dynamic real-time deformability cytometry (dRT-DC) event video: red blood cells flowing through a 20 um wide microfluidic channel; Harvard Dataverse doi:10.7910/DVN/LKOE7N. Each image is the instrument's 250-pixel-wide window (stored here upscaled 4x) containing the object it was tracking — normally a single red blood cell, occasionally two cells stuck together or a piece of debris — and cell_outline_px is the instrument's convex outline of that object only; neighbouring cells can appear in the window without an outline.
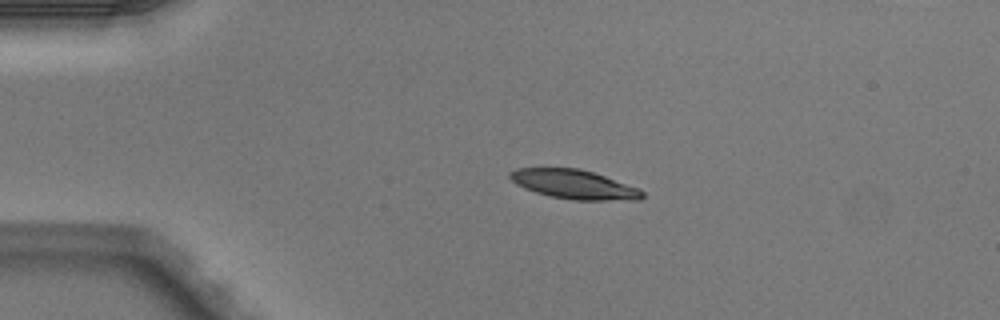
{"species": "Egyptian fruit bat (a non-hibernating species)", "species_latin": "Rousettus aegyptiacus", "temperature_condition": "warm", "stored_images_in_passage": 3, "camera_frame_rate_fps": 3000, "um_per_image_px": 0.085, "animal": {"sex": "male"}, "frame": {"image": 1, "passage_image": 2, "time_ms": 0.333, "image_size_px": [1000, 320], "cell_outline_px": [[644, 196], [640, 200], [572, 200], [552, 196], [536, 192], [524, 188], [516, 184], [508, 176], [508, 172], [516, 168], [580, 168], [604, 176], [636, 188], [644, 192]], "centroid_in_image_um": [48.75, 15.67], "position_along_channel_um": 36.2, "area_um2": 22.25}}